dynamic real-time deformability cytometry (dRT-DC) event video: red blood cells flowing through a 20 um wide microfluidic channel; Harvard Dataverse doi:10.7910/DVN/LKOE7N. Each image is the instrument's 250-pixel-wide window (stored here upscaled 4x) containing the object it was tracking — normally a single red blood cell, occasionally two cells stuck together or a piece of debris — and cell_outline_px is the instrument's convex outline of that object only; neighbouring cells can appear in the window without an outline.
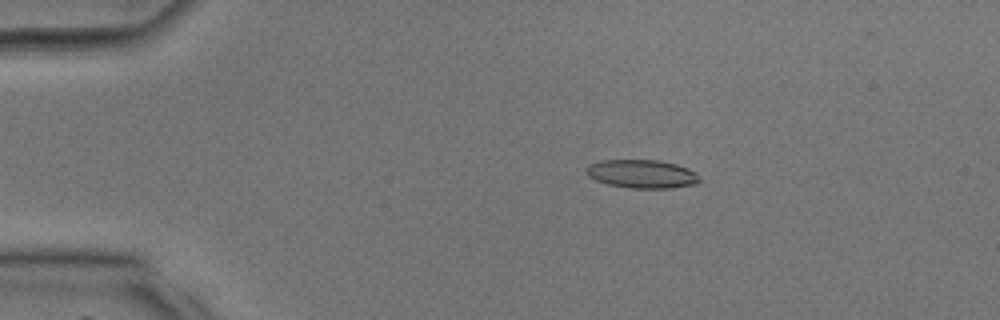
{"species": "common noctule bat (a hibernating species)", "species_latin": "Nyctalus noctula", "temperature_condition": "room temperature", "stored_images_in_passage": 8, "camera_frame_rate_fps": 3000, "um_per_image_px": 0.085, "animal": {"sex": "male", "body_mass_g": 17.9, "forearm_length_mm": 54.2}, "frame": {"image": 1, "passage_image": 3, "time_ms": 0.667, "image_size_px": [1000, 320], "cell_outline_px": [[700, 180], [696, 184], [672, 188], [632, 188], [608, 184], [596, 180], [588, 176], [584, 172], [584, 168], [588, 164], [600, 160], [660, 160], [676, 164], [688, 168], [696, 172], [700, 176]], "centroid_in_image_um": [54.55, 14.77], "position_along_channel_um": 30.5, "area_um2": 19.02}}